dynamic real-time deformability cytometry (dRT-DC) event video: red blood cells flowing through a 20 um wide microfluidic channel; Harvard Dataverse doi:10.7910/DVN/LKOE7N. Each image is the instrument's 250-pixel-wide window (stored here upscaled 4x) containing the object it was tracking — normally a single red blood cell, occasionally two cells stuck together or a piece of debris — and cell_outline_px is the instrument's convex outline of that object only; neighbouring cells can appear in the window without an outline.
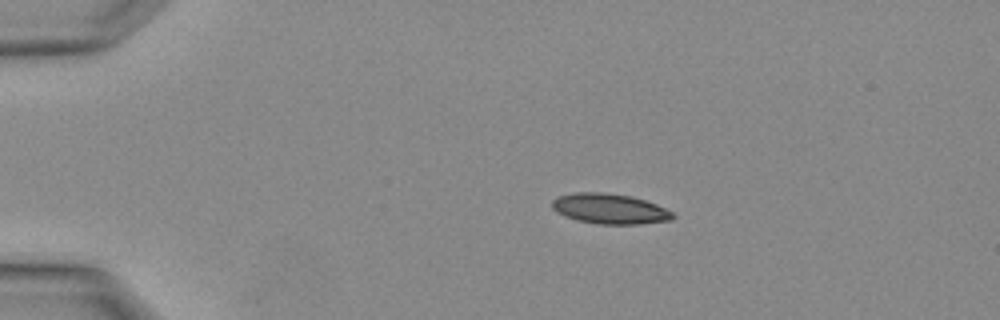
{"species": "Egyptian fruit bat (a non-hibernating species)", "species_latin": "Rousettus aegyptiacus", "temperature_condition": "warm", "stored_images_in_passage": 2, "camera_frame_rate_fps": 3000, "um_per_image_px": 0.085, "animal": {"sex": "female"}, "frame": {"image": 1, "passage_image": 1, "time_ms": 0.0, "image_size_px": [1000, 320], "cell_outline_px": [[676, 216], [672, 220], [640, 224], [600, 224], [576, 220], [564, 216], [556, 212], [552, 208], [552, 200], [560, 196], [576, 192], [600, 192], [632, 196], [656, 204], [672, 212]], "centroid_in_image_um": [51.83, 17.75], "position_along_channel_um": 33.2, "area_um2": 21.27}}
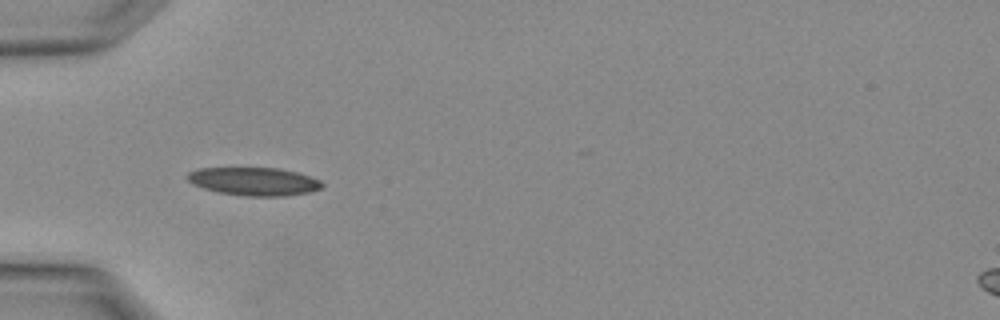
{"frame": {"image": 2, "passage_image": 2, "time_ms": 0.333, "image_size_px": [1000, 320], "cell_outline_px": [[324, 184], [320, 188], [308, 192], [284, 196], [244, 196], [216, 192], [192, 184], [188, 180], [188, 172], [200, 168], [280, 168], [296, 172], [320, 180]], "centroid_in_image_um": [21.57, 15.42], "position_along_channel_um": 63.4, "area_um2": 21.96}}